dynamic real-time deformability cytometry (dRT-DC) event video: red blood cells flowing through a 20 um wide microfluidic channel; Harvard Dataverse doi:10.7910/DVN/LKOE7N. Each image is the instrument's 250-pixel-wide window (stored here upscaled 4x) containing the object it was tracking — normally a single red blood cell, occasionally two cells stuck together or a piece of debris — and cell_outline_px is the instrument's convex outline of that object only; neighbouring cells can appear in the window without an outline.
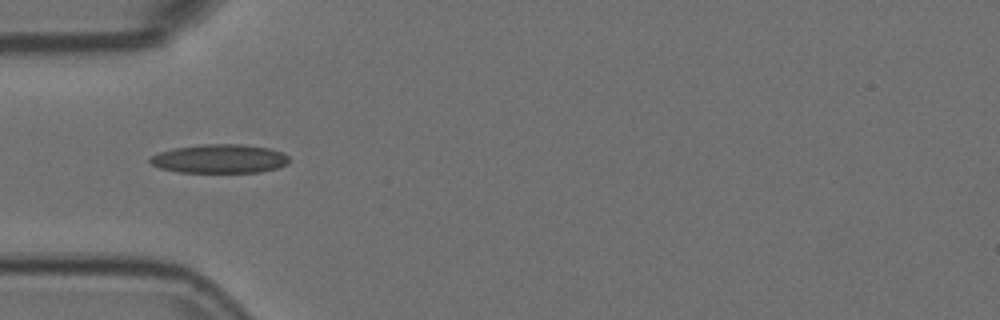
{"species": "Egyptian fruit bat (a non-hibernating species)", "species_latin": "Rousettus aegyptiacus", "temperature_condition": "room temperature", "stored_images_in_passage": 8, "camera_frame_rate_fps": 3000, "um_per_image_px": 0.085, "animal": {"sex": "female"}, "frame": {"image": 1, "passage_image": 2, "time_ms": 0.333, "image_size_px": [1000, 320], "cell_outline_px": [[288, 164], [276, 168], [260, 172], [176, 172], [160, 168], [152, 164], [148, 160], [152, 156], [160, 152], [172, 148], [204, 144], [240, 144], [268, 148], [280, 152], [288, 156]], "centroid_in_image_um": [18.64, 13.49], "position_along_channel_um": 66.4, "area_um2": 23.24}}
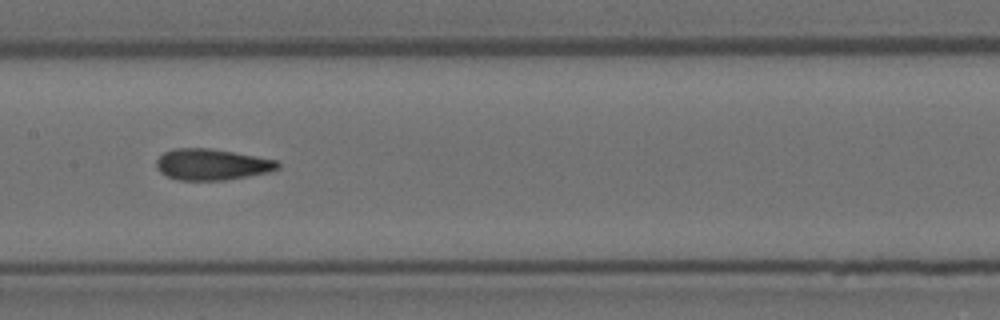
{"frame": {"image": 2, "passage_image": 5, "time_ms": 1.333, "image_size_px": [1000, 320], "cell_outline_px": [[280, 168], [268, 172], [248, 176], [224, 180], [180, 180], [168, 176], [160, 172], [156, 168], [156, 160], [164, 152], [172, 148], [212, 148], [256, 156], [276, 160], [280, 164]], "centroid_in_image_um": [17.99, 13.97], "position_along_channel_um": 189.4, "area_um2": 22.08}}
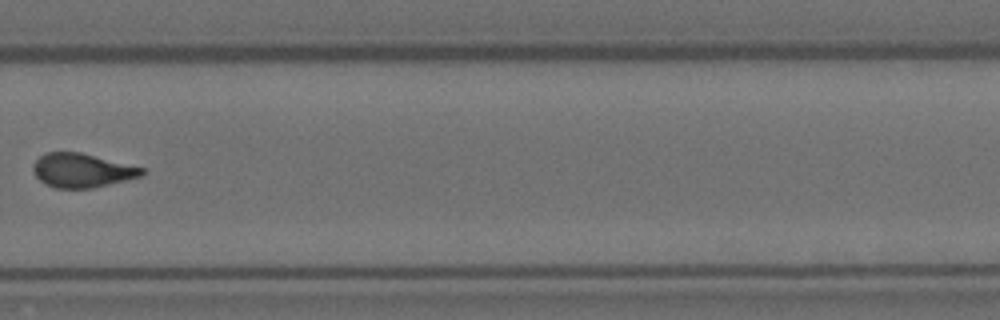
{"frame": {"image": 3, "passage_image": 8, "time_ms": 2.333, "image_size_px": [1000, 320], "cell_outline_px": [[144, 172], [140, 176], [92, 188], [56, 188], [44, 184], [36, 176], [32, 168], [36, 160], [40, 156], [48, 152], [80, 152], [144, 168]], "centroid_in_image_um": [6.93, 14.48], "position_along_channel_um": 322.9, "area_um2": 21.21}}